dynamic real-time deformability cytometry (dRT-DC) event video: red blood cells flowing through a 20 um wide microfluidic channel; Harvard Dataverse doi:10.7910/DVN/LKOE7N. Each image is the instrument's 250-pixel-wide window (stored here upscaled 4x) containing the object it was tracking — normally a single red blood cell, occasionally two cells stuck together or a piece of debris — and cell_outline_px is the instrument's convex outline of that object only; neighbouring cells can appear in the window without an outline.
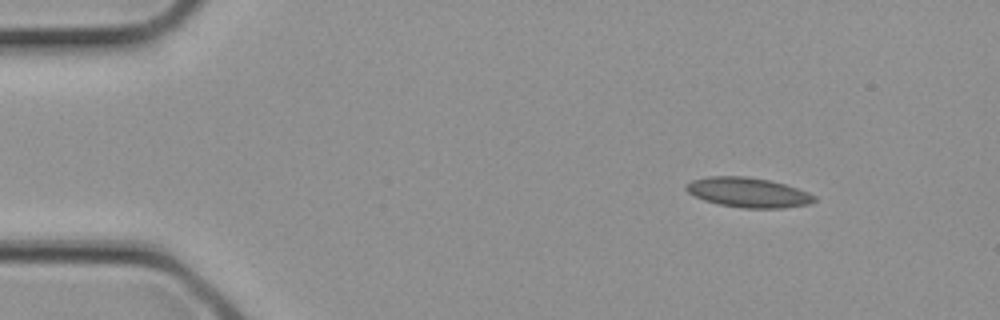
{"species": "common noctule bat (a hibernating species)", "species_latin": "Nyctalus noctula", "temperature_condition": "cold", "stored_images_in_passage": 2, "camera_frame_rate_fps": 3000, "um_per_image_px": 0.085, "animal": {"sex": "female", "body_mass_g": 21.9}, "frame": {"image": 1, "passage_image": 1, "time_ms": 0.0, "image_size_px": [1000, 320], "cell_outline_px": [[816, 200], [808, 204], [784, 208], [744, 208], [720, 204], [704, 200], [688, 192], [684, 188], [684, 184], [692, 180], [708, 176], [744, 176], [768, 180], [784, 184], [808, 192], [816, 196]], "centroid_in_image_um": [63.57, 16.35], "position_along_channel_um": 21.4, "area_um2": 22.14}}